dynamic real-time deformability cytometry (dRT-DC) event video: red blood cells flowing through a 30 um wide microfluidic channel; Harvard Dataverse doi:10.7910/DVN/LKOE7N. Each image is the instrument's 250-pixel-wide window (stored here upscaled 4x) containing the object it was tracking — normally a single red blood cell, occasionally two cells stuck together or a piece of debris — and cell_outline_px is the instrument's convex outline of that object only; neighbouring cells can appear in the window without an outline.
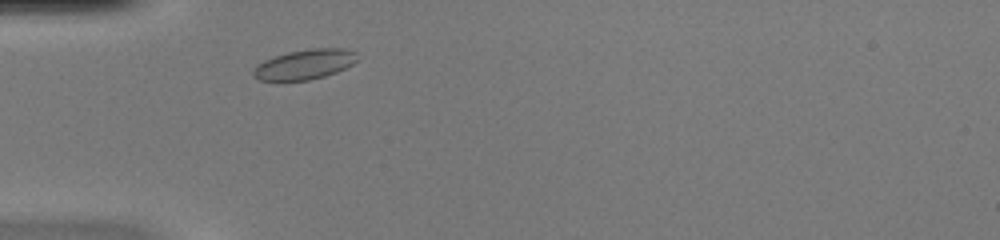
{"species": "common noctule bat (a hibernating species)", "species_latin": "Nyctalus noctula", "temperature_condition": "warm", "stored_images_in_passage": 38, "camera_frame_rate_fps": 3000, "um_per_image_px": 0.085, "animal": {"sex": "female", "body_mass_g": 20.0, "forearm_length_mm": 54.0}, "frame": {"image": 1, "passage_image": 3, "time_ms": 0.667, "image_size_px": [1000, 240], "cell_outline_px": [[360, 60], [336, 72], [324, 76], [308, 80], [260, 80], [252, 76], [252, 72], [264, 60], [288, 52], [312, 48], [344, 48], [356, 52]], "centroid_in_image_um": [25.95, 5.46], "position_along_channel_um": 59.0, "area_um2": 17.98}}
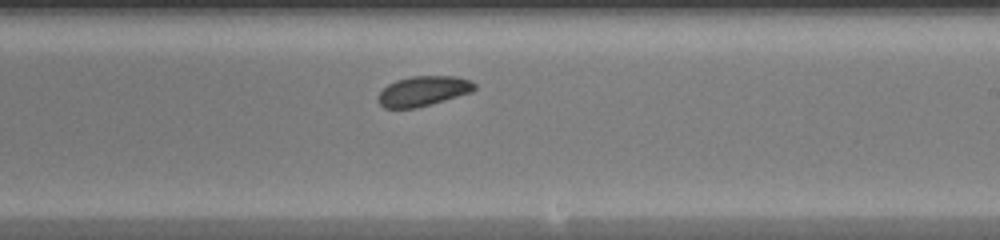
{"frame": {"image": 2, "passage_image": 18, "time_ms": 5.667, "image_size_px": [1000, 240], "cell_outline_px": [[476, 88], [472, 92], [416, 108], [384, 108], [376, 100], [376, 96], [388, 84], [396, 80], [412, 76], [456, 76], [472, 80], [476, 84]], "centroid_in_image_um": [35.97, 7.73], "position_along_channel_um": 253.0, "area_um2": 16.94}}
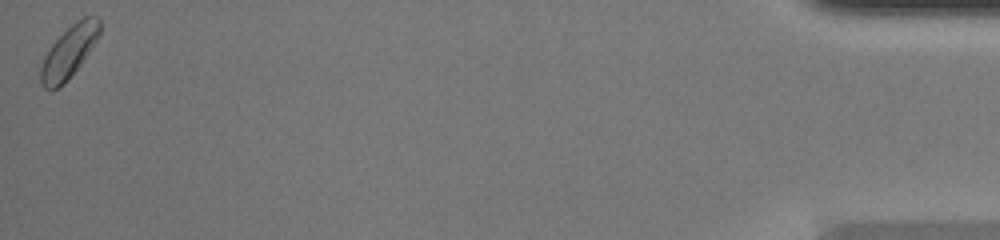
{"frame": {"image": 3, "passage_image": 38, "time_ms": 12.333, "image_size_px": [1000, 240], "cell_outline_px": [[100, 32], [96, 40], [80, 64], [64, 84], [56, 88], [44, 88], [40, 80], [40, 68], [44, 56], [48, 48], [76, 20], [84, 16], [100, 16]], "centroid_in_image_um": [5.86, 4.38], "position_along_channel_um": 429.3, "area_um2": 17.57}, "authors_computed_cell_mechanics": {"area_um2": 17.1666, "velocity_mm_per_s": 4.0089, "shape_relaxation_time_tau1_ms": 8.8709, "shape_relaxation_time_tau2_ms": null, "deformation_change_tau1": 0.0887, "deformation_change_tau2": null}}